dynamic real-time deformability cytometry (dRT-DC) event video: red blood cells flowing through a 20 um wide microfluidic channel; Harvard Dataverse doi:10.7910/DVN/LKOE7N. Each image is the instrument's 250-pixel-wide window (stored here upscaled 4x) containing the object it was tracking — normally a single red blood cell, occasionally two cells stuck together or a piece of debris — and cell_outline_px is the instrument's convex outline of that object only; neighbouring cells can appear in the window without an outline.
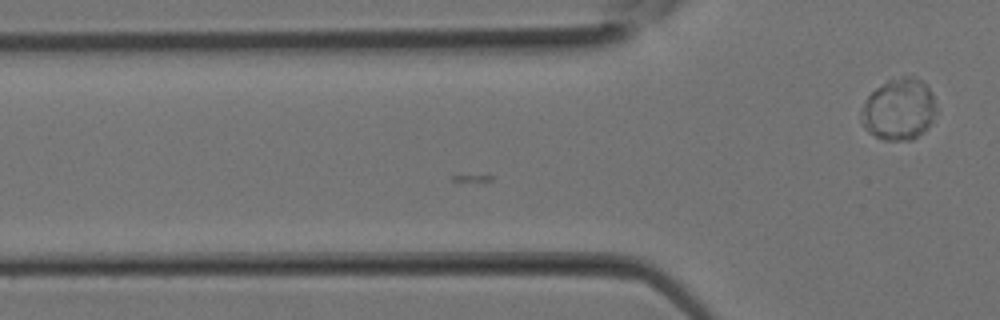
{"species": "Egyptian fruit bat (a non-hibernating species)", "species_latin": "Rousettus aegyptiacus", "temperature_condition": "room temperature", "stored_images_in_passage": 12, "camera_frame_rate_fps": 3000, "um_per_image_px": 0.085, "animal": {"sex": "female"}, "frame": {"image": 1, "passage_image": 12, "time_ms": 3.667, "image_size_px": [1000, 320], "cell_outline_px": [[936, 112], [928, 128], [912, 140], [884, 140], [868, 132], [864, 128], [864, 104], [868, 96], [876, 88], [888, 80], [904, 76], [912, 76], [924, 80], [932, 92], [936, 108]], "centroid_in_image_um": [76.47, 9.28], "position_along_channel_um": 49.3, "area_um2": 26.7}}